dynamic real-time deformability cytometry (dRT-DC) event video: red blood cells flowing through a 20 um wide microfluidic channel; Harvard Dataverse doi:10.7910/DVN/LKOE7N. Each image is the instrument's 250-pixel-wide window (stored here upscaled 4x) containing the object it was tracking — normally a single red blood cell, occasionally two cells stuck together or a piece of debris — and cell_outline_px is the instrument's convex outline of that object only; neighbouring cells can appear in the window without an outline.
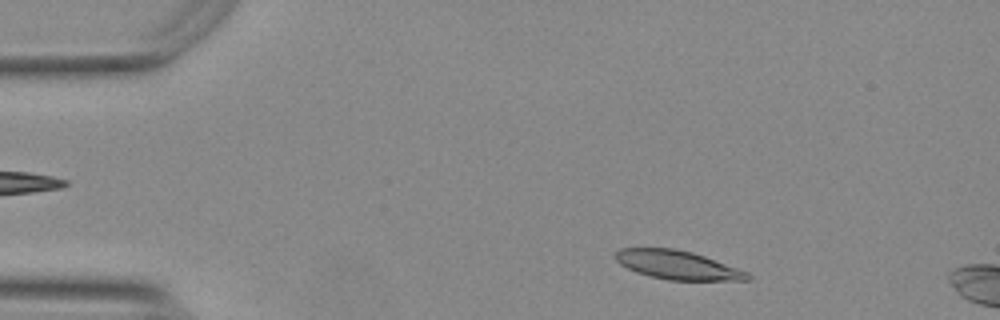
{"species": "Egyptian fruit bat (a non-hibernating species)", "species_latin": "Rousettus aegyptiacus", "temperature_condition": "warm", "stored_images_in_passage": 10, "camera_frame_rate_fps": 3000, "um_per_image_px": 0.085, "animal": {"sex": "female"}, "frame": {"image": 1, "passage_image": 5, "time_ms": 1.333, "image_size_px": [1000, 320], "cell_outline_px": [[752, 276], [748, 280], [668, 280], [636, 272], [620, 264], [612, 256], [620, 248], [676, 248], [692, 252], [704, 256], [748, 272]], "centroid_in_image_um": [57.56, 22.51], "position_along_channel_um": 27.4, "area_um2": 22.02}}